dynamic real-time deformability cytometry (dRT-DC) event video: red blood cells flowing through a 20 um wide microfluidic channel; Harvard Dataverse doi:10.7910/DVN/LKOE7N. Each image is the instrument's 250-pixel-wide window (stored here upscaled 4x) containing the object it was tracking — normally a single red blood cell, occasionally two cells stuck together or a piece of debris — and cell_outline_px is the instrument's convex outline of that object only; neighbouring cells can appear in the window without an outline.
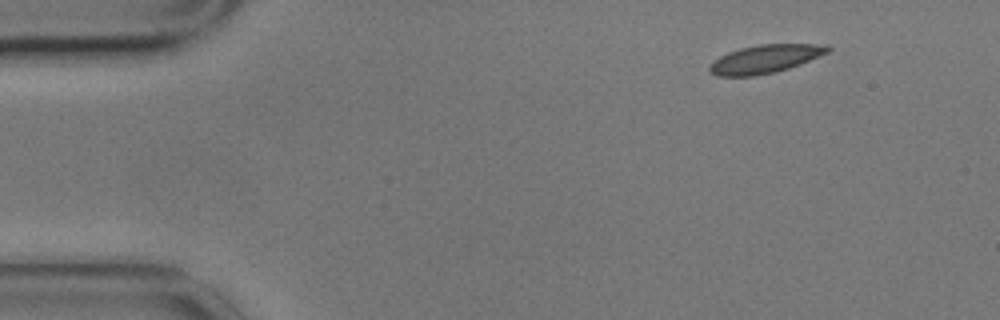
{"species": "common noctule bat (a hibernating species)", "species_latin": "Nyctalus noctula", "temperature_condition": "cold", "stored_images_in_passage": 5, "camera_frame_rate_fps": 3000, "um_per_image_px": 0.085, "animal": {"sex": "male", "body_mass_g": 17.9}, "frame": {"image": 1, "passage_image": 1, "time_ms": 0.0, "image_size_px": [1000, 320], "cell_outline_px": [[832, 48], [828, 52], [800, 64], [776, 72], [756, 76], [716, 76], [708, 68], [708, 64], [712, 60], [728, 52], [740, 48], [760, 44], [828, 44]], "centroid_in_image_um": [65.01, 5.01], "position_along_channel_um": 20.0, "area_um2": 19.59}}
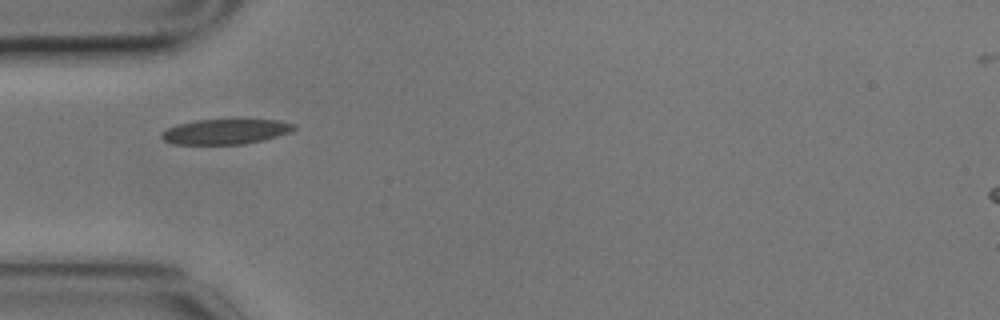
{"frame": {"image": 2, "passage_image": 4, "time_ms": 1.0, "image_size_px": [1000, 320], "cell_outline_px": [[296, 128], [292, 132], [264, 140], [244, 144], [172, 144], [164, 140], [160, 136], [168, 128], [176, 124], [196, 120], [236, 116], [276, 120], [296, 124]], "centroid_in_image_um": [19.25, 11.13], "position_along_channel_um": 65.8, "area_um2": 20.52}}